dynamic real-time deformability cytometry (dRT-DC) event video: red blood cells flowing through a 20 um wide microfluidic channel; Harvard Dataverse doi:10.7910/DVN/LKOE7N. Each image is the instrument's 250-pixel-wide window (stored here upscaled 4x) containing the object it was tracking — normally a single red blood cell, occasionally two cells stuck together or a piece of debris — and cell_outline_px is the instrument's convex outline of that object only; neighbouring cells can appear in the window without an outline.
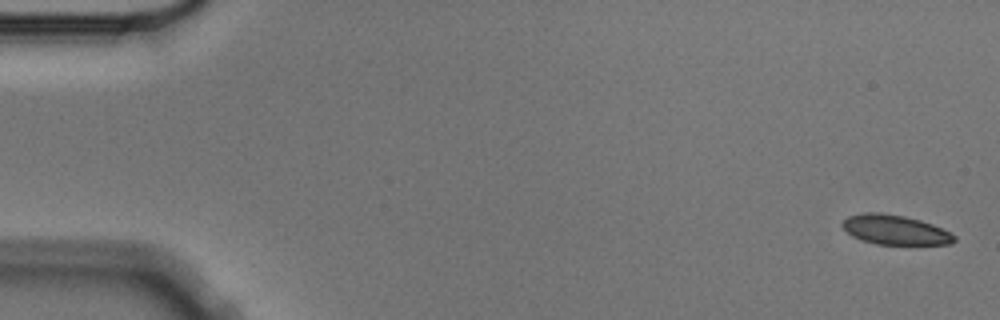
{"species": "Egyptian fruit bat (a non-hibernating species)", "species_latin": "Rousettus aegyptiacus", "temperature_condition": "cold", "stored_images_in_passage": 5, "camera_frame_rate_fps": 3000, "um_per_image_px": 0.085, "animal": {"sex": "male"}, "frame": {"image": 1, "passage_image": 1, "time_ms": 0.0, "image_size_px": [1000, 320], "cell_outline_px": [[956, 240], [952, 244], [876, 244], [852, 236], [840, 224], [848, 216], [868, 212], [876, 212], [904, 216], [920, 220], [932, 224], [956, 236]], "centroid_in_image_um": [76.08, 19.53], "position_along_channel_um": 8.9, "area_um2": 19.02}}
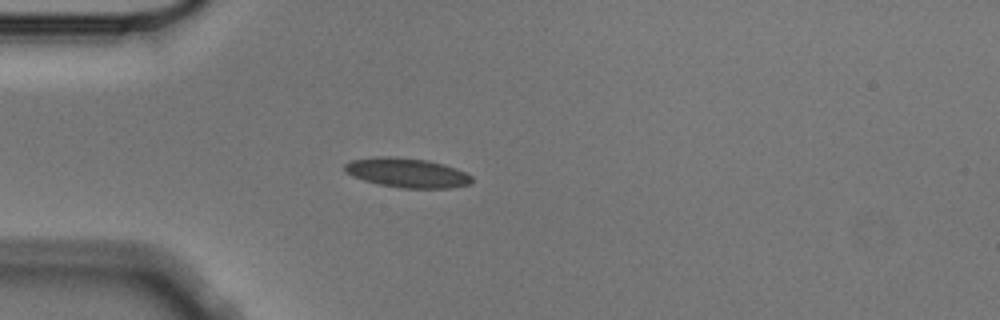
{"frame": {"image": 2, "passage_image": 5, "time_ms": 1.333, "image_size_px": [1000, 320], "cell_outline_px": [[472, 180], [468, 184], [452, 188], [400, 188], [380, 184], [364, 180], [352, 176], [344, 172], [344, 164], [352, 160], [376, 156], [388, 156], [428, 160], [444, 164], [456, 168], [472, 176]], "centroid_in_image_um": [34.57, 14.68], "position_along_channel_um": 50.4, "area_um2": 21.85}}